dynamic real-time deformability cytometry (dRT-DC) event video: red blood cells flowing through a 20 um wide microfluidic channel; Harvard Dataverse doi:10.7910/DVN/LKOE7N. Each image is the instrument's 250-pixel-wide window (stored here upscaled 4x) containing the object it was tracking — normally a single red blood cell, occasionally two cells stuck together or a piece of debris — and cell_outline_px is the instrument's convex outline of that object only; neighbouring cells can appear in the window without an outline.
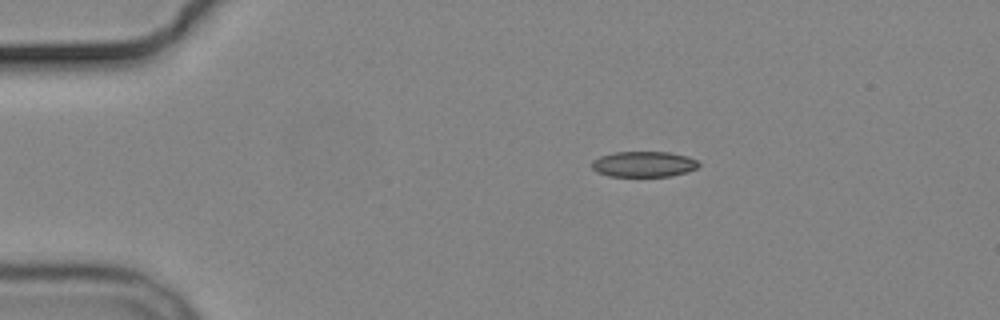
{"species": "common noctule bat (a hibernating species)", "species_latin": "Nyctalus noctula", "temperature_condition": "cold", "stored_images_in_passage": 3, "camera_frame_rate_fps": 3000, "um_per_image_px": 0.085, "animal": {"sex": "male", "body_mass_g": 19.2, "forearm_length_mm": 51.8}, "frame": {"image": 1, "passage_image": 1, "time_ms": 0.0, "image_size_px": [1000, 320], "cell_outline_px": [[700, 164], [696, 168], [688, 172], [672, 176], [608, 176], [596, 172], [592, 168], [592, 160], [600, 156], [612, 152], [668, 152], [688, 156], [696, 160]], "centroid_in_image_um": [54.7, 13.95], "position_along_channel_um": 30.3, "area_um2": 16.07}}